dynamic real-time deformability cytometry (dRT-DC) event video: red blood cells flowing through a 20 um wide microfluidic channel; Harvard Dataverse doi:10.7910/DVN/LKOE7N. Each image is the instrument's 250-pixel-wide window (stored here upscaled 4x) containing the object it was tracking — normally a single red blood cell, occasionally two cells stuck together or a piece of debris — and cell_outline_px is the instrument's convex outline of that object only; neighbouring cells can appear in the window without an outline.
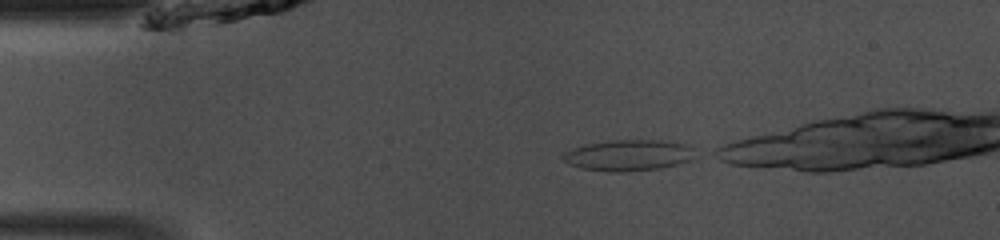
{"species": "common noctule bat (a hibernating species)", "species_latin": "Nyctalus noctula", "temperature_condition": "room temperature", "stored_images_in_passage": 6, "camera_frame_rate_fps": 3000, "um_per_image_px": 0.085, "animal": {"sex": "male", "body_mass_g": 13.0, "forearm_length_mm": 53.1}, "frame": {"image": 1, "passage_image": 1, "time_ms": 0.0, "image_size_px": [1000, 240], "cell_outline_px": [[700, 152], [692, 160], [660, 168], [624, 172], [608, 172], [580, 168], [568, 164], [560, 156], [564, 152], [572, 148], [584, 144], [616, 140], [660, 140], [688, 144]], "centroid_in_image_um": [53.46, 13.2], "position_along_channel_um": 31.5, "area_um2": 24.39}}